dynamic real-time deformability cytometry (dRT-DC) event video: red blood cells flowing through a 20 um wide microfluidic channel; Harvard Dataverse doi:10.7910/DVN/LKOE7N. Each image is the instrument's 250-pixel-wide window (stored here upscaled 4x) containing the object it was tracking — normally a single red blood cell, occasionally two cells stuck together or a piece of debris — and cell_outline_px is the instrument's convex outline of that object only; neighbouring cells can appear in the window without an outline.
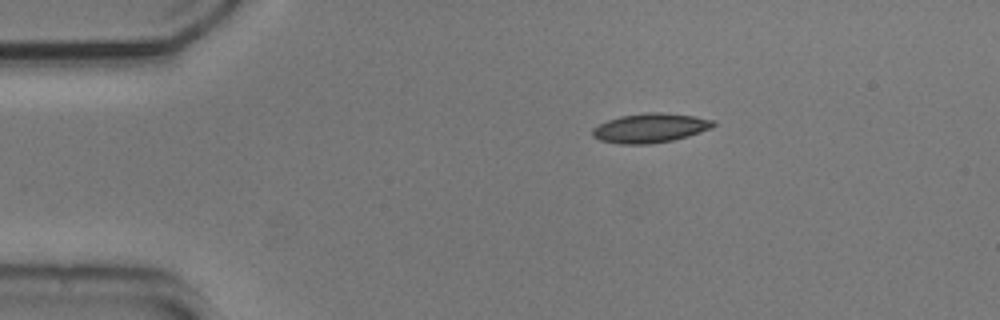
{"species": "common noctule bat (a hibernating species)", "species_latin": "Nyctalus noctula", "temperature_condition": "cold", "stored_images_in_passage": 45, "camera_frame_rate_fps": 3000, "um_per_image_px": 0.085, "animal": {"sex": "male", "body_mass_g": 20.5, "forearm_length_mm": 52.5}, "frame": {"image": 1, "passage_image": 1, "time_ms": 0.0, "image_size_px": [1000, 320], "cell_outline_px": [[716, 124], [712, 128], [688, 136], [672, 140], [652, 144], [620, 144], [600, 140], [592, 136], [592, 128], [608, 120], [620, 116], [644, 112], [660, 112], [696, 116], [716, 120]], "centroid_in_image_um": [55.29, 10.87], "position_along_channel_um": 29.7, "area_um2": 20.81}}
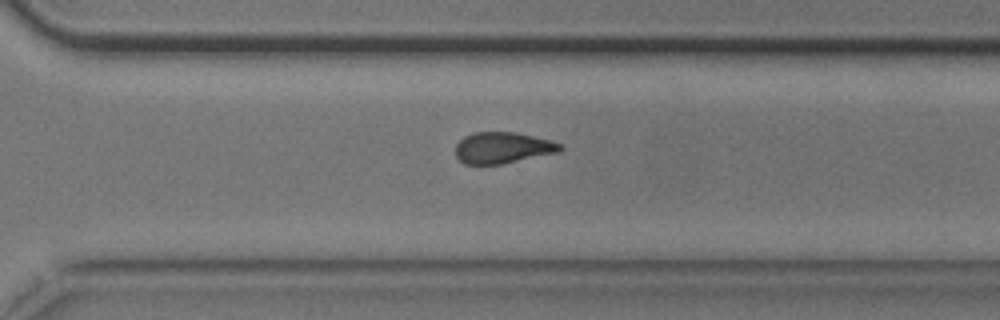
{"frame": {"image": 2, "passage_image": 29, "time_ms": 9.333, "image_size_px": [1000, 320], "cell_outline_px": [[564, 148], [560, 152], [504, 164], [464, 164], [456, 156], [456, 144], [464, 136], [472, 132], [516, 132], [552, 140], [564, 144]], "centroid_in_image_um": [42.78, 12.56], "position_along_channel_um": 327.8, "area_um2": 19.42}}
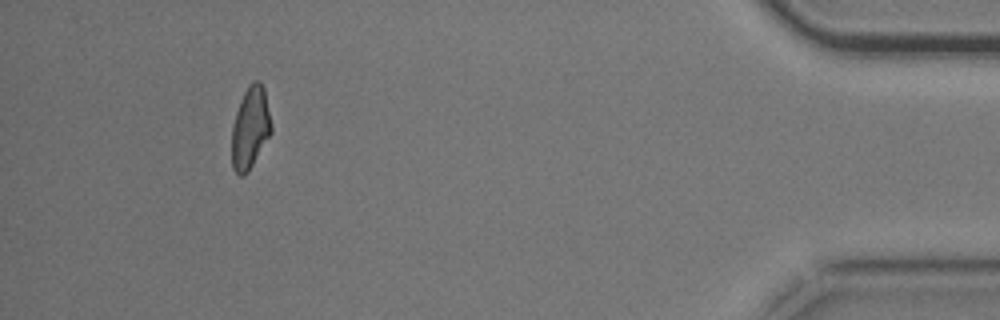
{"frame": {"image": 3, "passage_image": 41, "time_ms": 13.333, "image_size_px": [1000, 320], "cell_outline_px": [[272, 132], [248, 172], [244, 176], [240, 176], [232, 168], [232, 124], [240, 100], [248, 84], [252, 80], [260, 80], [264, 88], [272, 124]], "centroid_in_image_um": [21.27, 10.85], "position_along_channel_um": 413.9, "area_um2": 19.07}, "authors_computed_cell_mechanics": {"area_um2": 19.8832, "velocity_mm_per_s": 3.7396, "shape_relaxation_time_tau1_ms": 3.251, "shape_relaxation_time_tau2_ms": 4.4034, "deformation_change_tau1": 0.1097, "deformation_change_tau2": 0.1083}}